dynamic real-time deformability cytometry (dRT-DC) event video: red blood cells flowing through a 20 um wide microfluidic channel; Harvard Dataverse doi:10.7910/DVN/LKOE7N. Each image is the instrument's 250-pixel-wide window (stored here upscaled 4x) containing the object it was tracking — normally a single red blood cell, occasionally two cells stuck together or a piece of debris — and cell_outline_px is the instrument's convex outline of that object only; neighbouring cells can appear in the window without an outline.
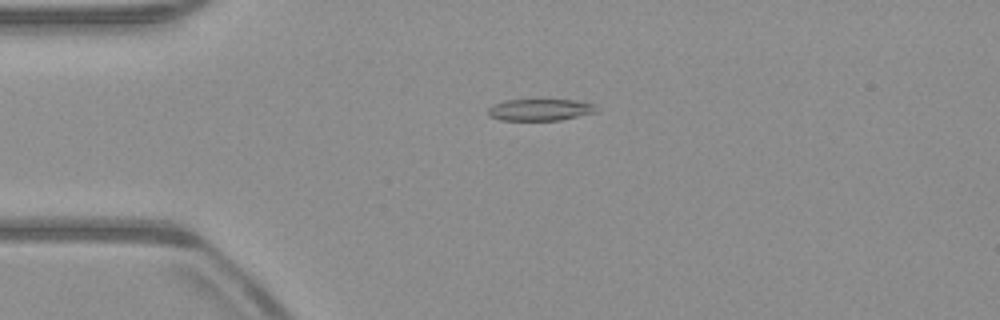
{"species": "common noctule bat (a hibernating species)", "species_latin": "Nyctalus noctula", "temperature_condition": "warm", "stored_images_in_passage": 48, "camera_frame_rate_fps": 3000, "um_per_image_px": 0.085, "animal": {"sex": "male", "body_mass_g": 23.1, "forearm_length_mm": 52.7}, "frame": {"image": 1, "passage_image": 8, "time_ms": 2.333, "image_size_px": [1000, 320], "cell_outline_px": [[596, 112], [560, 120], [500, 120], [488, 116], [488, 108], [492, 104], [508, 100], [576, 100], [596, 104]], "centroid_in_image_um": [45.89, 9.33], "position_along_channel_um": 39.1, "area_um2": 13.7}}
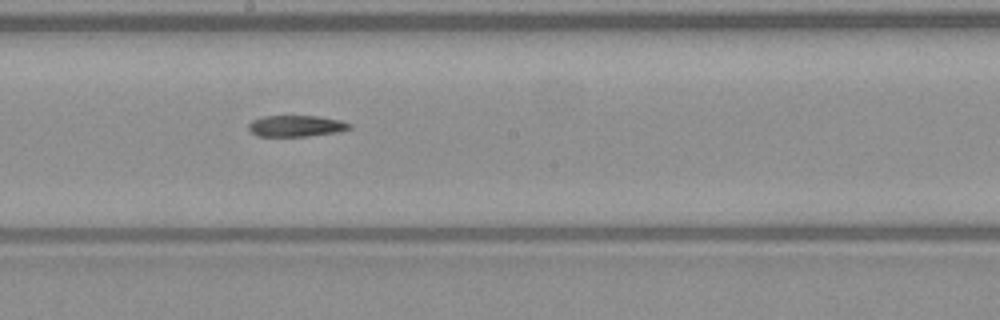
{"frame": {"image": 2, "passage_image": 24, "time_ms": 7.667, "image_size_px": [1000, 320], "cell_outline_px": [[352, 128], [336, 132], [308, 136], [256, 136], [248, 128], [248, 124], [252, 120], [264, 116], [320, 116], [340, 120], [352, 124]], "centroid_in_image_um": [25.17, 10.7], "position_along_channel_um": 223.0, "area_um2": 12.54}}
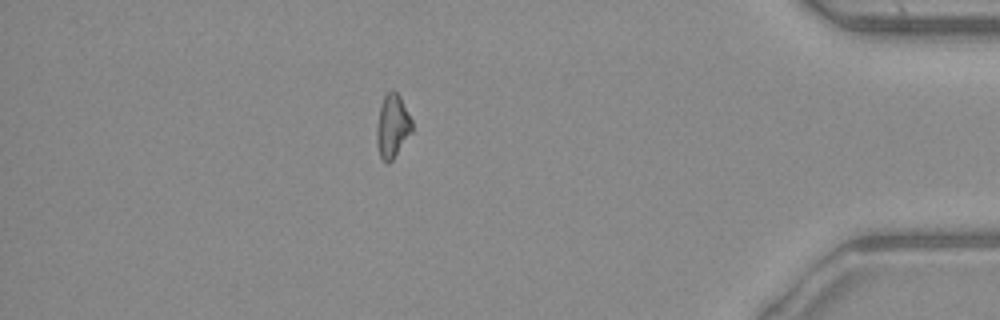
{"frame": {"image": 3, "passage_image": 41, "time_ms": 13.333, "image_size_px": [1000, 320], "cell_outline_px": [[412, 132], [392, 160], [388, 164], [380, 156], [376, 144], [376, 128], [380, 104], [384, 96], [392, 88], [400, 96], [412, 120]], "centroid_in_image_um": [33.34, 10.7], "position_along_channel_um": 401.9, "area_um2": 13.12}}